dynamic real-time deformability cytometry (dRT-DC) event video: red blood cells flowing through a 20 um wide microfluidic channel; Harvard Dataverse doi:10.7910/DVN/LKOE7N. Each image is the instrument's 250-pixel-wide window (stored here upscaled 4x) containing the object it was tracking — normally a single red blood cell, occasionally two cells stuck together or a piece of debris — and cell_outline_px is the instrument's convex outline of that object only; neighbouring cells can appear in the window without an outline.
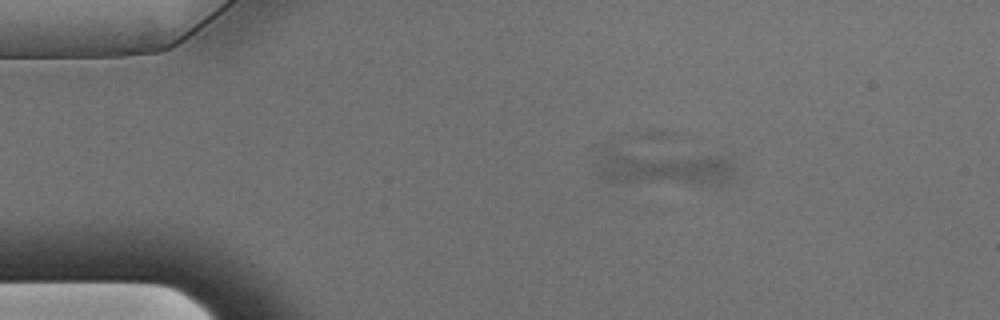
{"species": "Egyptian fruit bat (a non-hibernating species)", "species_latin": "Rousettus aegyptiacus", "temperature_condition": "warm", "stored_images_in_passage": 48, "segment_of_instrument_passage": [1, 2], "camera_frame_rate_fps": 3000, "um_per_image_px": 0.085, "animal": {"sex": "male"}, "frame": {"image": 1, "passage_image": 1, "time_ms": 0.0, "image_size_px": [1000, 320], "cell_outline_px": [[736, 172], [732, 180], [724, 184], [628, 184], [604, 180], [596, 172], [596, 168], [604, 148], [720, 156], [736, 160]], "centroid_in_image_um": [56.45, 14.27], "position_along_channel_um": 28.6, "area_um2": 30.17}}
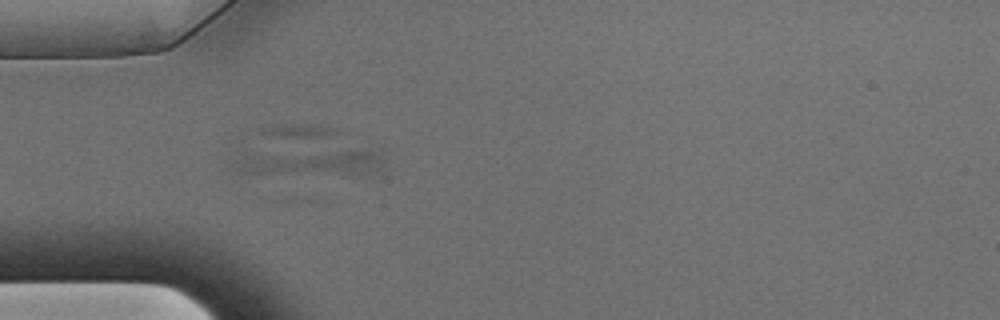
{"frame": {"image": 2, "passage_image": 8, "time_ms": 2.333, "image_size_px": [1000, 320], "cell_outline_px": [[384, 164], [380, 172], [368, 176], [360, 176], [232, 172], [224, 168], [228, 160], [244, 148], [380, 148], [384, 160]], "centroid_in_image_um": [26.2, 13.71], "position_along_channel_um": 58.8, "area_um2": 28.44}}